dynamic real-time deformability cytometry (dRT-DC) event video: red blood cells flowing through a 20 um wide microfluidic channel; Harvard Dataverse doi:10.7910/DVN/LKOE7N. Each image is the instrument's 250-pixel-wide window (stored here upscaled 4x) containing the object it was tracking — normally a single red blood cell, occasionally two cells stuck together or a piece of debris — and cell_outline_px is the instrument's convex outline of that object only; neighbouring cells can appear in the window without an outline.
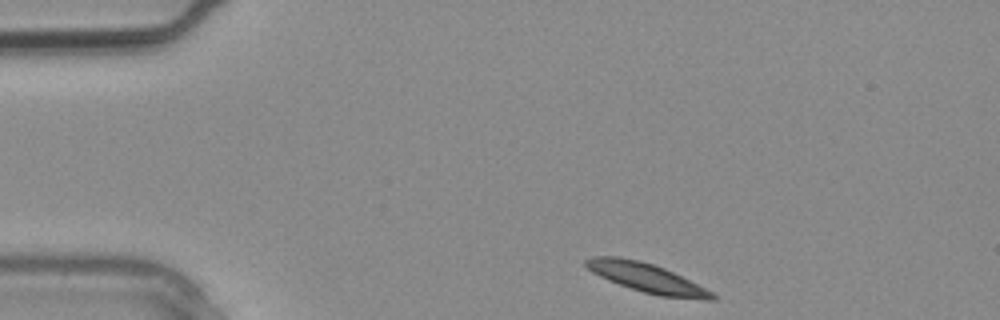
{"species": "common noctule bat (a hibernating species)", "species_latin": "Nyctalus noctula", "temperature_condition": "warm", "stored_images_in_passage": 2, "camera_frame_rate_fps": 3000, "um_per_image_px": 0.085, "animal": {"sex": "male", "body_mass_g": 20.4}, "frame": {"image": 1, "passage_image": 1, "time_ms": 0.0, "image_size_px": [1000, 320], "cell_outline_px": [[716, 300], [704, 300], [660, 296], [644, 292], [608, 280], [592, 272], [584, 264], [584, 260], [592, 256], [620, 256], [640, 260], [664, 268], [712, 292], [716, 296]], "centroid_in_image_um": [54.94, 23.6], "position_along_channel_um": 30.1, "area_um2": 21.15}}
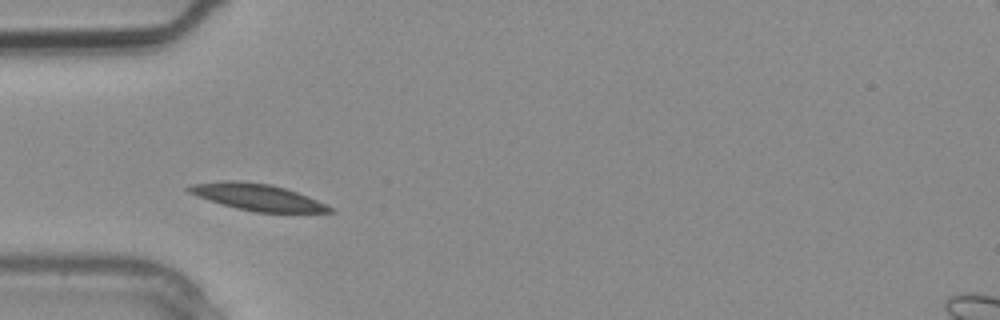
{"frame": {"image": 2, "passage_image": 2, "time_ms": 0.333, "image_size_px": [1000, 320], "cell_outline_px": [[336, 212], [256, 212], [236, 208], [220, 204], [196, 196], [188, 192], [184, 188], [188, 184], [220, 180], [236, 180], [272, 184], [308, 196], [336, 208]], "centroid_in_image_um": [21.83, 16.74], "position_along_channel_um": 63.2, "area_um2": 22.2}}